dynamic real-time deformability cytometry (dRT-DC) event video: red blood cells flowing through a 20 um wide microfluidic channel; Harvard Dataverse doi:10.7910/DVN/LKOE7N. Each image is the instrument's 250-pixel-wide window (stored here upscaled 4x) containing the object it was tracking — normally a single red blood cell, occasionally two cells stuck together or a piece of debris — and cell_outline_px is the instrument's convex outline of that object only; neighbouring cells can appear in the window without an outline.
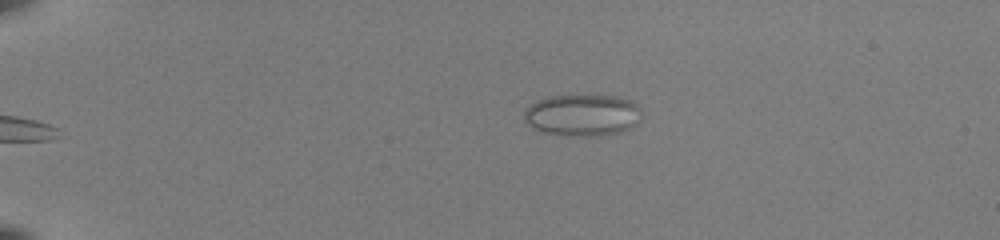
{"species": "common noctule bat (a hibernating species)", "species_latin": "Nyctalus noctula", "temperature_condition": "room temperature", "stored_images_in_passage": 43, "camera_frame_rate_fps": 3000, "um_per_image_px": 0.085, "animal": {"sex": "female", "body_mass_g": 22.0, "forearm_length_mm": 56.7}, "frame": {"image": 1, "passage_image": 2, "time_ms": 0.333, "image_size_px": [1000, 240], "cell_outline_px": [[640, 120], [636, 124], [620, 132], [600, 136], [568, 136], [544, 132], [528, 124], [524, 120], [524, 112], [536, 100], [548, 96], [616, 96], [632, 100], [640, 108]], "centroid_in_image_um": [49.53, 9.79], "position_along_channel_um": 35.5, "area_um2": 28.5}}
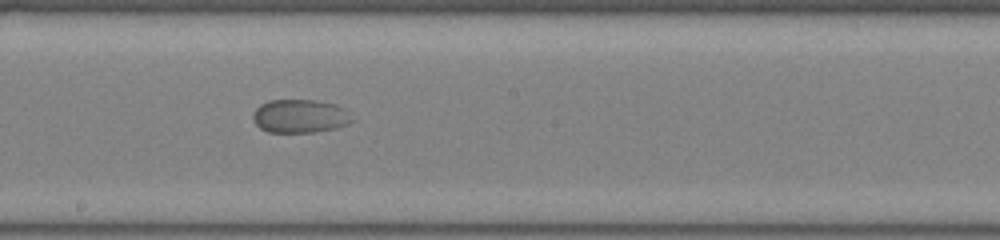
{"frame": {"image": 2, "passage_image": 22, "time_ms": 7.0, "image_size_px": [1000, 240], "cell_outline_px": [[356, 120], [348, 124], [336, 128], [316, 132], [268, 132], [260, 128], [252, 120], [252, 112], [260, 104], [268, 100], [316, 100], [336, 104], [344, 108]], "centroid_in_image_um": [25.5, 9.87], "position_along_channel_um": 222.7, "area_um2": 19.65}}
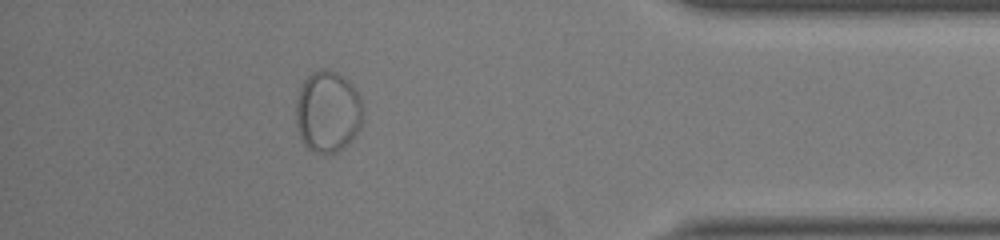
{"frame": {"image": 3, "passage_image": 38, "time_ms": 12.333, "image_size_px": [1000, 240], "cell_outline_px": [[364, 120], [352, 140], [348, 144], [336, 152], [312, 152], [304, 144], [300, 136], [296, 124], [296, 96], [304, 80], [312, 72], [320, 68], [324, 68], [336, 72], [348, 80], [360, 96]], "centroid_in_image_um": [27.86, 9.48], "position_along_channel_um": 407.3, "area_um2": 32.02}}